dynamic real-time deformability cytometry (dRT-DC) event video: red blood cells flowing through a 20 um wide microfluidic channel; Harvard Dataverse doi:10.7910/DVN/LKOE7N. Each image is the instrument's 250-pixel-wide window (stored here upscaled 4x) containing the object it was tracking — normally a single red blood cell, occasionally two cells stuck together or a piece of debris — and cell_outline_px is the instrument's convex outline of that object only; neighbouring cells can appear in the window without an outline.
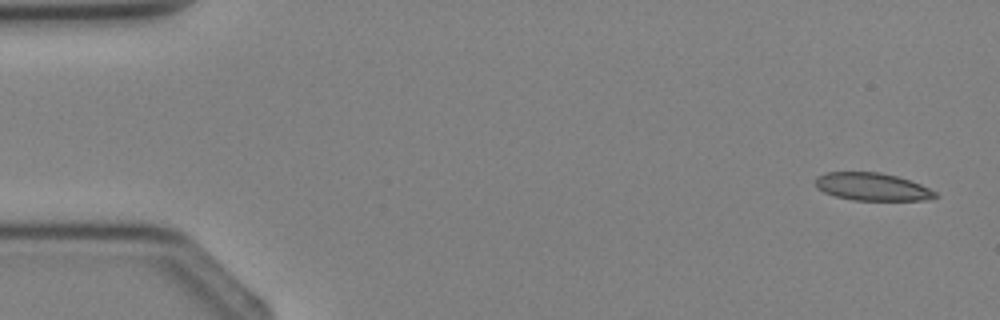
{"species": "Egyptian fruit bat (a non-hibernating species)", "species_latin": "Rousettus aegyptiacus", "temperature_condition": "cold", "stored_images_in_passage": 3, "camera_frame_rate_fps": 3000, "um_per_image_px": 0.085, "animal": {"sex": "female"}, "frame": {"image": 1, "passage_image": 3, "time_ms": 2.333, "image_size_px": [1000, 320], "cell_outline_px": [[940, 196], [924, 200], [852, 200], [836, 196], [824, 192], [816, 188], [816, 176], [828, 172], [880, 172], [896, 176], [920, 184], [936, 192]], "centroid_in_image_um": [74.12, 15.87], "position_along_channel_um": 10.9, "area_um2": 19.25}}